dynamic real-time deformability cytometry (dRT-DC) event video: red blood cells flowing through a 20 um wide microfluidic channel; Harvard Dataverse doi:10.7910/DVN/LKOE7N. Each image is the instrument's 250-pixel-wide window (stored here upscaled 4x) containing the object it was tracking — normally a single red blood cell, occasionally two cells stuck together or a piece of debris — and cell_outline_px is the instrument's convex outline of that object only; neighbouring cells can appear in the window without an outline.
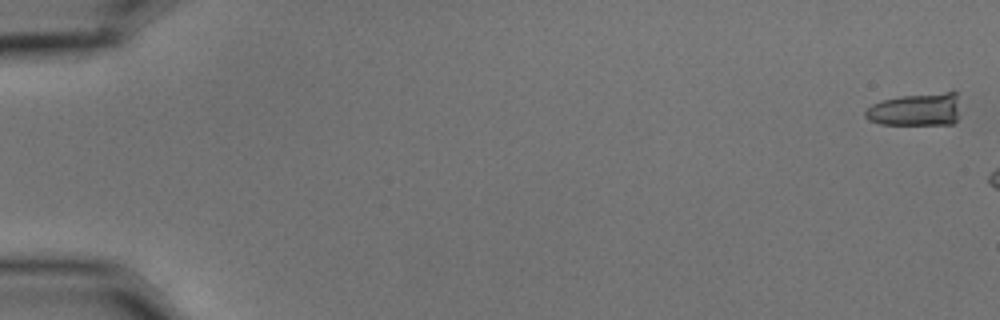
{"species": "common noctule bat (a hibernating species)", "species_latin": "Nyctalus noctula", "temperature_condition": "cold", "stored_images_in_passage": 7, "camera_frame_rate_fps": 3000, "um_per_image_px": 0.085, "animal": {"sex": "male", "body_mass_g": 15.6}, "frame": {"image": 1, "passage_image": 1, "time_ms": 0.0, "image_size_px": [1000, 320], "cell_outline_px": [[960, 116], [952, 124], [880, 124], [868, 120], [864, 116], [864, 112], [872, 104], [880, 100], [900, 96], [952, 88], [956, 92]], "centroid_in_image_um": [77.9, 9.26], "position_along_channel_um": 7.1, "area_um2": 18.96}}